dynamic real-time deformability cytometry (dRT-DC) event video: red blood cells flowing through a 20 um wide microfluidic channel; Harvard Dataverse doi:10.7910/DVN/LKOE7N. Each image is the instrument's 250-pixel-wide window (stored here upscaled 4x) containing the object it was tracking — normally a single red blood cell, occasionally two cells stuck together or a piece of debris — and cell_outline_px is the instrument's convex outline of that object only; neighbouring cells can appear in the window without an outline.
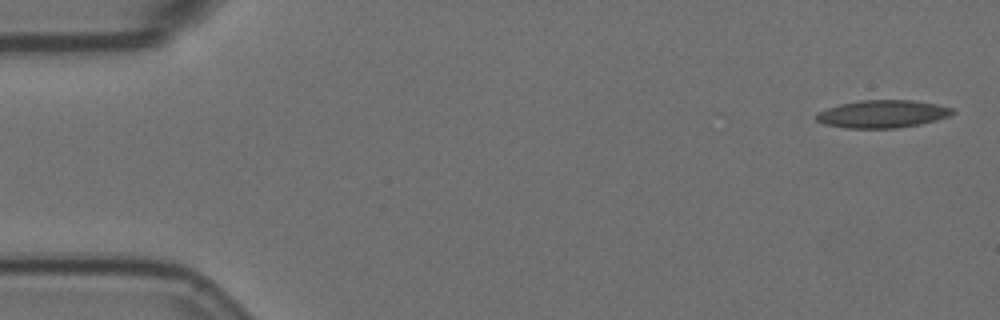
{"species": "Egyptian fruit bat (a non-hibernating species)", "species_latin": "Rousettus aegyptiacus", "temperature_condition": "room temperature", "stored_images_in_passage": 6, "segment_of_instrument_passage": [2, 2], "camera_frame_rate_fps": 3000, "um_per_image_px": 0.085, "animal": {"sex": "female"}, "frame": {"image": 1, "passage_image": 6, "time_ms": 1.667, "image_size_px": [1000, 320], "cell_outline_px": [[956, 112], [948, 116], [936, 120], [920, 124], [896, 128], [844, 128], [824, 124], [816, 120], [816, 112], [840, 104], [860, 100], [912, 100], [936, 104], [956, 108]], "centroid_in_image_um": [75.02, 9.68], "position_along_channel_um": 10.0, "area_um2": 22.08}}